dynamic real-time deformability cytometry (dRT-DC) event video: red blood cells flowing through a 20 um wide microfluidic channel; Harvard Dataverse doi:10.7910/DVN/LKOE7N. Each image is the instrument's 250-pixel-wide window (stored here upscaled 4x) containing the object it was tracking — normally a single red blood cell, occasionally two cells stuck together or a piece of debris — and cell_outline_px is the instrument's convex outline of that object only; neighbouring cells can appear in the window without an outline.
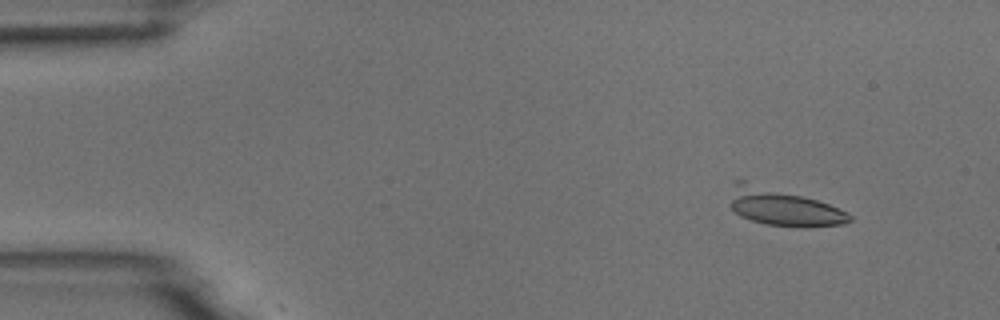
{"species": "common noctule bat (a hibernating species)", "species_latin": "Nyctalus noctula", "temperature_condition": "room temperature", "stored_images_in_passage": 4, "camera_frame_rate_fps": 3000, "um_per_image_px": 0.085, "animal": {"sex": "male", "body_mass_g": 18.8}, "frame": {"image": 1, "passage_image": 1, "time_ms": 0.0, "image_size_px": [1000, 320], "cell_outline_px": [[852, 220], [844, 224], [764, 224], [740, 216], [732, 208], [732, 180], [744, 180], [816, 200], [828, 204], [852, 216]], "centroid_in_image_um": [66.45, 17.55], "position_along_channel_um": 18.5, "area_um2": 24.33}}
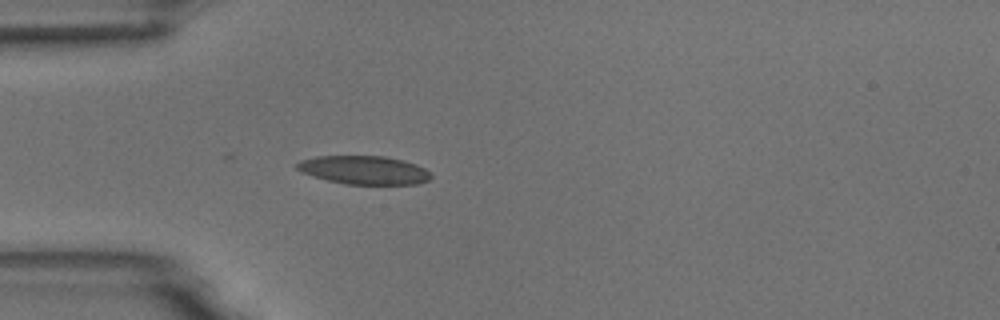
{"frame": {"image": 2, "passage_image": 4, "time_ms": 3.333, "image_size_px": [1000, 320], "cell_outline_px": [[432, 176], [428, 180], [416, 184], [344, 184], [312, 176], [296, 168], [296, 164], [300, 160], [316, 156], [384, 156], [404, 160], [416, 164], [432, 172]], "centroid_in_image_um": [30.97, 14.45], "position_along_channel_um": 54.0, "area_um2": 22.25}}